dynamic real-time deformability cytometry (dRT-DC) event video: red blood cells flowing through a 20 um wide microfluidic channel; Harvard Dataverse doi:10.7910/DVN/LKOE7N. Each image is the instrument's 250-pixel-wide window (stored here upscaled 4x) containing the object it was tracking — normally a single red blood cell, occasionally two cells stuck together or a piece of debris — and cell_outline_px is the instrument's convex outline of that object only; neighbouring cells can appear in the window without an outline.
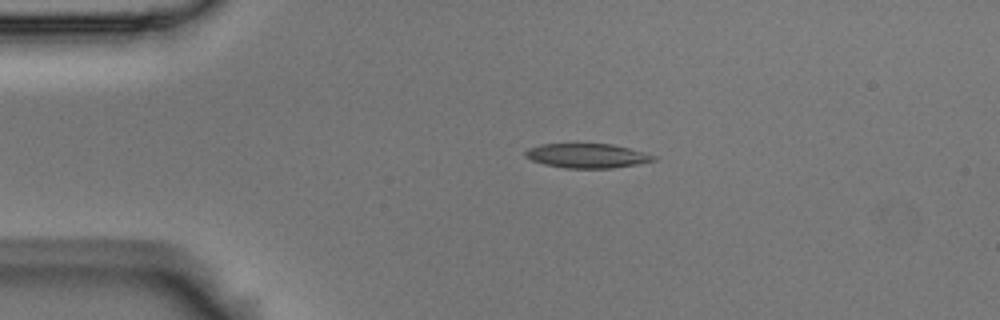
{"species": "Egyptian fruit bat (a non-hibernating species)", "species_latin": "Rousettus aegyptiacus", "temperature_condition": "room temperature", "stored_images_in_passage": 4, "camera_frame_rate_fps": 3000, "um_per_image_px": 0.085, "animal": {"sex": "male"}, "frame": {"image": 1, "passage_image": 3, "time_ms": 0.667, "image_size_px": [1000, 320], "cell_outline_px": [[656, 160], [636, 164], [612, 168], [564, 168], [544, 164], [532, 160], [524, 156], [524, 152], [528, 148], [540, 144], [576, 140], [612, 144], [628, 148], [656, 156]], "centroid_in_image_um": [49.81, 13.18], "position_along_channel_um": 35.2, "area_um2": 19.13}}